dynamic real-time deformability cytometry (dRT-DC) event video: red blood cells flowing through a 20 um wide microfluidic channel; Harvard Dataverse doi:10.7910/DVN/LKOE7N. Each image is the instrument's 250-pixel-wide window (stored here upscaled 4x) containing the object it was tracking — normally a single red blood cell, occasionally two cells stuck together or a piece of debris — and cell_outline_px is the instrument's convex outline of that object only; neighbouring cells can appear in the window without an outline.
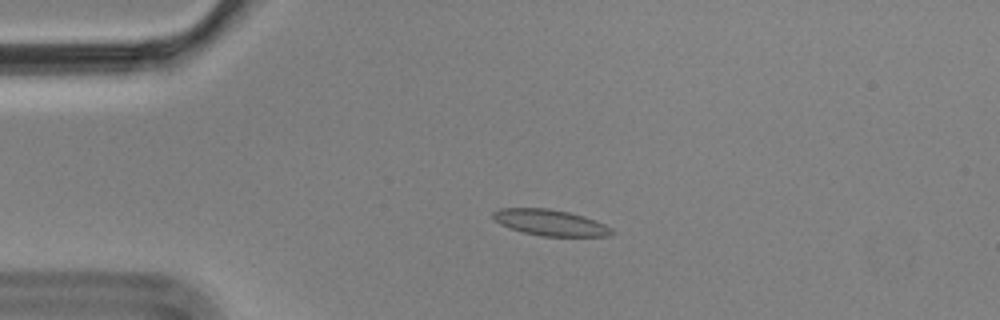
{"species": "Egyptian fruit bat (a non-hibernating species)", "species_latin": "Rousettus aegyptiacus", "temperature_condition": "cold", "stored_images_in_passage": 4, "camera_frame_rate_fps": 3000, "um_per_image_px": 0.085, "animal": {"sex": "male"}, "frame": {"image": 1, "passage_image": 3, "time_ms": 0.667, "image_size_px": [1000, 320], "cell_outline_px": [[616, 232], [608, 236], [540, 236], [524, 232], [500, 224], [492, 216], [492, 212], [500, 208], [548, 208], [568, 212], [584, 216], [604, 224], [612, 228]], "centroid_in_image_um": [46.79, 18.92], "position_along_channel_um": 38.2, "area_um2": 17.92}}